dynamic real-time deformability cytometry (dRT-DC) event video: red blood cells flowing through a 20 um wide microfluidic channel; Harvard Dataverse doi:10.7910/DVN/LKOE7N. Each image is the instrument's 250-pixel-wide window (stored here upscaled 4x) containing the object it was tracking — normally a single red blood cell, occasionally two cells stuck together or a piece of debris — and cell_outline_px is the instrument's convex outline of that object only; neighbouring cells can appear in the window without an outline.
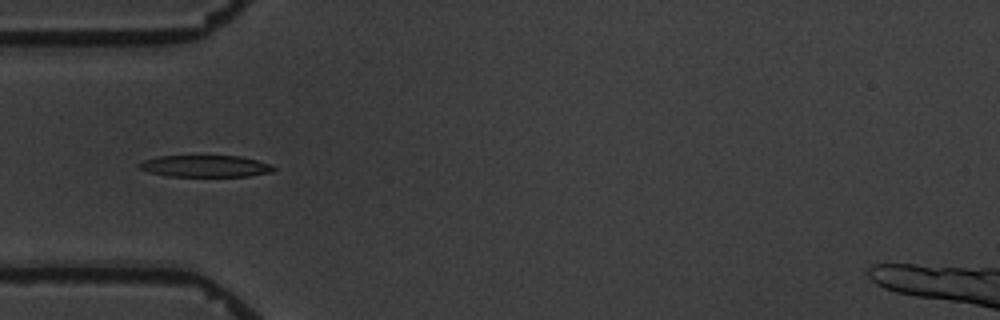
{"species": "common noctule bat (a hibernating species)", "species_latin": "Nyctalus noctula", "temperature_condition": "warm", "stored_images_in_passage": 5, "camera_frame_rate_fps": 3000, "um_per_image_px": 0.085, "animal": {"sex": "male", "body_mass_g": 19.5, "forearm_length_mm": 54.6}, "frame": {"image": 1, "passage_image": 4, "time_ms": 3.667, "image_size_px": [1000, 320], "cell_outline_px": [[276, 168], [272, 172], [248, 176], [168, 176], [148, 172], [136, 168], [136, 164], [144, 160], [156, 156], [240, 156], [272, 164]], "centroid_in_image_um": [17.4, 14.12], "position_along_channel_um": 67.6, "area_um2": 17.17}}
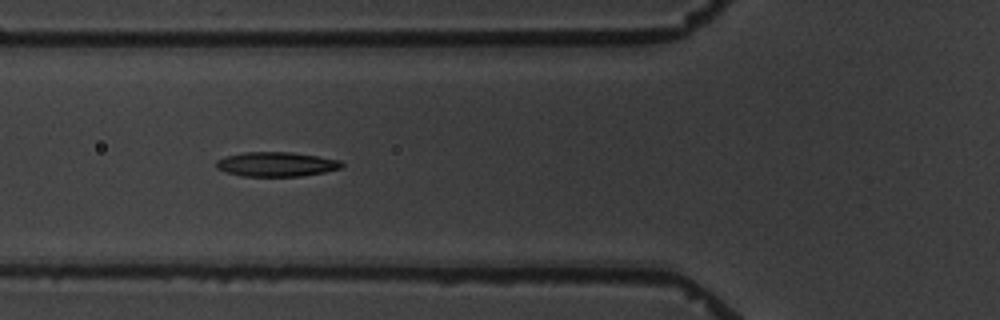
{"frame": {"image": 2, "passage_image": 5, "time_ms": 4.667, "image_size_px": [1000, 320], "cell_outline_px": [[344, 164], [340, 168], [324, 172], [300, 176], [240, 176], [224, 172], [216, 168], [216, 160], [224, 156], [244, 152], [292, 152], [340, 160]], "centroid_in_image_um": [23.43, 13.96], "position_along_channel_um": 102.4, "area_um2": 17.98}}